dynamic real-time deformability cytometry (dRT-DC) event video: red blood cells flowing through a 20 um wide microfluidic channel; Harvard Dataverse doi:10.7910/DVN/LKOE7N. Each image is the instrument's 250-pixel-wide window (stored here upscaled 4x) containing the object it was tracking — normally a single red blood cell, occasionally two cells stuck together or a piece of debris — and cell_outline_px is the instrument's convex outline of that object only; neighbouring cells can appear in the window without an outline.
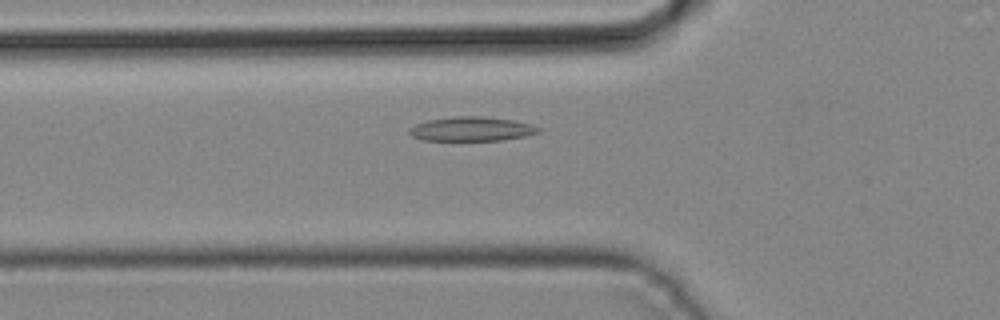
{"species": "common noctule bat (a hibernating species)", "species_latin": "Nyctalus noctula", "temperature_condition": "cold", "stored_images_in_passage": 42, "camera_frame_rate_fps": 3000, "um_per_image_px": 0.085, "animal": {"sex": "male", "body_mass_g": 19.2, "forearm_length_mm": 51.8}, "frame": {"image": 1, "passage_image": 14, "time_ms": 4.333, "image_size_px": [1000, 320], "cell_outline_px": [[544, 128], [540, 132], [524, 136], [500, 140], [424, 140], [412, 136], [408, 132], [408, 128], [416, 124], [428, 120], [456, 116], [480, 116], [512, 120], [532, 124]], "centroid_in_image_um": [40.11, 10.96], "position_along_channel_um": 85.7, "area_um2": 18.21}}
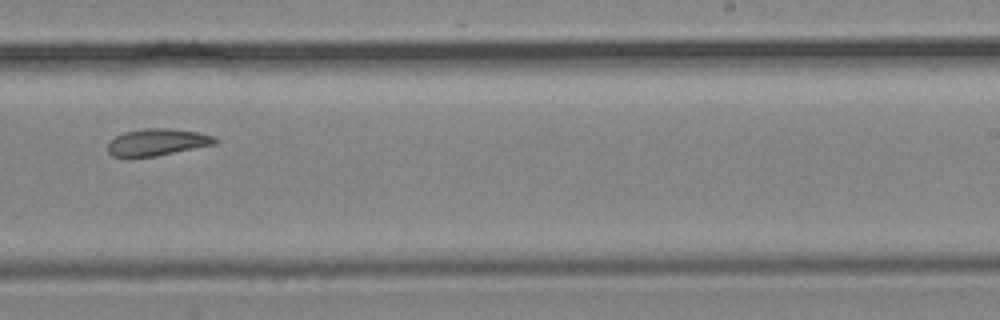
{"frame": {"image": 2, "passage_image": 26, "time_ms": 8.333, "image_size_px": [1000, 320], "cell_outline_px": [[220, 140], [216, 144], [156, 156], [112, 156], [108, 152], [108, 144], [116, 136], [124, 132], [144, 128], [168, 128], [200, 132], [212, 136]], "centroid_in_image_um": [13.41, 12.07], "position_along_channel_um": 275.6, "area_um2": 16.7}}
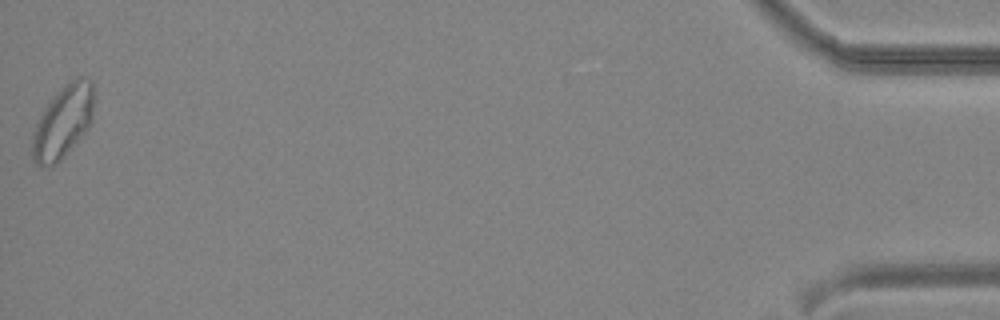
{"frame": {"image": 3, "passage_image": 42, "time_ms": 13.667, "image_size_px": [1000, 320], "cell_outline_px": [[92, 120], [88, 128], [64, 156], [60, 160], [52, 164], [36, 164], [32, 160], [32, 132], [44, 108], [52, 96], [56, 92], [76, 76], [84, 76], [92, 80]], "centroid_in_image_um": [5.34, 10.31], "position_along_channel_um": 429.9, "area_um2": 25.72}}